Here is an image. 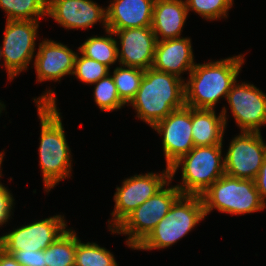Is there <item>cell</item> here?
I'll return each mask as SVG.
<instances>
[{
    "label": "cell",
    "mask_w": 266,
    "mask_h": 266,
    "mask_svg": "<svg viewBox=\"0 0 266 266\" xmlns=\"http://www.w3.org/2000/svg\"><path fill=\"white\" fill-rule=\"evenodd\" d=\"M56 100L55 92L51 89L34 98L41 123L39 165L46 192L59 184L62 179L69 177L72 170L71 150L65 137Z\"/></svg>",
    "instance_id": "6da1fadb"
},
{
    "label": "cell",
    "mask_w": 266,
    "mask_h": 266,
    "mask_svg": "<svg viewBox=\"0 0 266 266\" xmlns=\"http://www.w3.org/2000/svg\"><path fill=\"white\" fill-rule=\"evenodd\" d=\"M244 55L195 64L185 82V105L197 109H213L220 98H226L237 81Z\"/></svg>",
    "instance_id": "7a4b0ae2"
},
{
    "label": "cell",
    "mask_w": 266,
    "mask_h": 266,
    "mask_svg": "<svg viewBox=\"0 0 266 266\" xmlns=\"http://www.w3.org/2000/svg\"><path fill=\"white\" fill-rule=\"evenodd\" d=\"M130 104L137 112L136 117L152 128L173 110L185 106V81L150 67L144 70L140 87Z\"/></svg>",
    "instance_id": "3957f363"
},
{
    "label": "cell",
    "mask_w": 266,
    "mask_h": 266,
    "mask_svg": "<svg viewBox=\"0 0 266 266\" xmlns=\"http://www.w3.org/2000/svg\"><path fill=\"white\" fill-rule=\"evenodd\" d=\"M205 218L201 196L181 194L136 250L162 249L177 243Z\"/></svg>",
    "instance_id": "277c9868"
},
{
    "label": "cell",
    "mask_w": 266,
    "mask_h": 266,
    "mask_svg": "<svg viewBox=\"0 0 266 266\" xmlns=\"http://www.w3.org/2000/svg\"><path fill=\"white\" fill-rule=\"evenodd\" d=\"M222 145L195 146L172 165L170 168L171 180L182 166V183L176 185L181 194L201 196L225 174Z\"/></svg>",
    "instance_id": "5b68a950"
},
{
    "label": "cell",
    "mask_w": 266,
    "mask_h": 266,
    "mask_svg": "<svg viewBox=\"0 0 266 266\" xmlns=\"http://www.w3.org/2000/svg\"><path fill=\"white\" fill-rule=\"evenodd\" d=\"M205 217L213 208L221 213L243 215L263 211L255 180L241 179L224 174L202 195Z\"/></svg>",
    "instance_id": "8992f818"
},
{
    "label": "cell",
    "mask_w": 266,
    "mask_h": 266,
    "mask_svg": "<svg viewBox=\"0 0 266 266\" xmlns=\"http://www.w3.org/2000/svg\"><path fill=\"white\" fill-rule=\"evenodd\" d=\"M171 179L152 197L131 212L115 229L113 234H123L129 237L126 244L135 248L148 236L160 220L168 213L172 204L181 195L176 186H169Z\"/></svg>",
    "instance_id": "52a82bcc"
},
{
    "label": "cell",
    "mask_w": 266,
    "mask_h": 266,
    "mask_svg": "<svg viewBox=\"0 0 266 266\" xmlns=\"http://www.w3.org/2000/svg\"><path fill=\"white\" fill-rule=\"evenodd\" d=\"M39 21L7 20L3 44L0 46V60L4 59L8 79L11 81L33 61L35 40Z\"/></svg>",
    "instance_id": "ba28073f"
},
{
    "label": "cell",
    "mask_w": 266,
    "mask_h": 266,
    "mask_svg": "<svg viewBox=\"0 0 266 266\" xmlns=\"http://www.w3.org/2000/svg\"><path fill=\"white\" fill-rule=\"evenodd\" d=\"M170 180V168L162 173H145L123 180L121 187H116L114 211L108 220V228L115 229L131 212L142 205Z\"/></svg>",
    "instance_id": "9c48e42d"
},
{
    "label": "cell",
    "mask_w": 266,
    "mask_h": 266,
    "mask_svg": "<svg viewBox=\"0 0 266 266\" xmlns=\"http://www.w3.org/2000/svg\"><path fill=\"white\" fill-rule=\"evenodd\" d=\"M224 157L225 174L255 180L266 157L261 132H245L234 137Z\"/></svg>",
    "instance_id": "30bf717a"
},
{
    "label": "cell",
    "mask_w": 266,
    "mask_h": 266,
    "mask_svg": "<svg viewBox=\"0 0 266 266\" xmlns=\"http://www.w3.org/2000/svg\"><path fill=\"white\" fill-rule=\"evenodd\" d=\"M64 216L54 215L0 236V247L7 253L45 250L67 229Z\"/></svg>",
    "instance_id": "8fae6325"
},
{
    "label": "cell",
    "mask_w": 266,
    "mask_h": 266,
    "mask_svg": "<svg viewBox=\"0 0 266 266\" xmlns=\"http://www.w3.org/2000/svg\"><path fill=\"white\" fill-rule=\"evenodd\" d=\"M152 128L162 135V147L168 168L195 147L192 138L191 107L185 105L173 110Z\"/></svg>",
    "instance_id": "7c38bea8"
},
{
    "label": "cell",
    "mask_w": 266,
    "mask_h": 266,
    "mask_svg": "<svg viewBox=\"0 0 266 266\" xmlns=\"http://www.w3.org/2000/svg\"><path fill=\"white\" fill-rule=\"evenodd\" d=\"M236 81L226 96L237 126L245 132H261L266 124V94L250 83Z\"/></svg>",
    "instance_id": "4fadbf2b"
},
{
    "label": "cell",
    "mask_w": 266,
    "mask_h": 266,
    "mask_svg": "<svg viewBox=\"0 0 266 266\" xmlns=\"http://www.w3.org/2000/svg\"><path fill=\"white\" fill-rule=\"evenodd\" d=\"M47 16L65 29H88L97 22L107 30V12L92 0H47Z\"/></svg>",
    "instance_id": "5bb4252c"
},
{
    "label": "cell",
    "mask_w": 266,
    "mask_h": 266,
    "mask_svg": "<svg viewBox=\"0 0 266 266\" xmlns=\"http://www.w3.org/2000/svg\"><path fill=\"white\" fill-rule=\"evenodd\" d=\"M120 42L118 60L122 66L137 67L146 70L154 62L156 36L151 27H140L112 31Z\"/></svg>",
    "instance_id": "9a60e30c"
},
{
    "label": "cell",
    "mask_w": 266,
    "mask_h": 266,
    "mask_svg": "<svg viewBox=\"0 0 266 266\" xmlns=\"http://www.w3.org/2000/svg\"><path fill=\"white\" fill-rule=\"evenodd\" d=\"M77 53L60 42L44 39L34 56V65L38 82L61 81L67 75H73Z\"/></svg>",
    "instance_id": "2e32d148"
},
{
    "label": "cell",
    "mask_w": 266,
    "mask_h": 266,
    "mask_svg": "<svg viewBox=\"0 0 266 266\" xmlns=\"http://www.w3.org/2000/svg\"><path fill=\"white\" fill-rule=\"evenodd\" d=\"M155 0H110L106 8L107 29L151 27Z\"/></svg>",
    "instance_id": "e0dca14e"
},
{
    "label": "cell",
    "mask_w": 266,
    "mask_h": 266,
    "mask_svg": "<svg viewBox=\"0 0 266 266\" xmlns=\"http://www.w3.org/2000/svg\"><path fill=\"white\" fill-rule=\"evenodd\" d=\"M195 65L191 39L180 37L157 41L152 68L182 78Z\"/></svg>",
    "instance_id": "ac0fdd59"
},
{
    "label": "cell",
    "mask_w": 266,
    "mask_h": 266,
    "mask_svg": "<svg viewBox=\"0 0 266 266\" xmlns=\"http://www.w3.org/2000/svg\"><path fill=\"white\" fill-rule=\"evenodd\" d=\"M188 14L185 0H155L151 28L157 41L180 38Z\"/></svg>",
    "instance_id": "d6986e66"
},
{
    "label": "cell",
    "mask_w": 266,
    "mask_h": 266,
    "mask_svg": "<svg viewBox=\"0 0 266 266\" xmlns=\"http://www.w3.org/2000/svg\"><path fill=\"white\" fill-rule=\"evenodd\" d=\"M225 107L217 116L215 109L192 108V138L194 146L222 144L227 125Z\"/></svg>",
    "instance_id": "ffe728a7"
},
{
    "label": "cell",
    "mask_w": 266,
    "mask_h": 266,
    "mask_svg": "<svg viewBox=\"0 0 266 266\" xmlns=\"http://www.w3.org/2000/svg\"><path fill=\"white\" fill-rule=\"evenodd\" d=\"M106 36H93L84 41L78 50L86 57L94 59L110 68L118 60V43L112 36L114 33L106 30Z\"/></svg>",
    "instance_id": "44dd1931"
},
{
    "label": "cell",
    "mask_w": 266,
    "mask_h": 266,
    "mask_svg": "<svg viewBox=\"0 0 266 266\" xmlns=\"http://www.w3.org/2000/svg\"><path fill=\"white\" fill-rule=\"evenodd\" d=\"M77 235L75 230L67 229L45 250L47 266H74Z\"/></svg>",
    "instance_id": "7402d4cb"
},
{
    "label": "cell",
    "mask_w": 266,
    "mask_h": 266,
    "mask_svg": "<svg viewBox=\"0 0 266 266\" xmlns=\"http://www.w3.org/2000/svg\"><path fill=\"white\" fill-rule=\"evenodd\" d=\"M0 7L7 14L6 20L38 21L47 15V0H0Z\"/></svg>",
    "instance_id": "603a6c76"
},
{
    "label": "cell",
    "mask_w": 266,
    "mask_h": 266,
    "mask_svg": "<svg viewBox=\"0 0 266 266\" xmlns=\"http://www.w3.org/2000/svg\"><path fill=\"white\" fill-rule=\"evenodd\" d=\"M123 67V68H122ZM120 99L128 104L134 99L144 76V70L137 67H116L111 75Z\"/></svg>",
    "instance_id": "cb8c5ba5"
},
{
    "label": "cell",
    "mask_w": 266,
    "mask_h": 266,
    "mask_svg": "<svg viewBox=\"0 0 266 266\" xmlns=\"http://www.w3.org/2000/svg\"><path fill=\"white\" fill-rule=\"evenodd\" d=\"M74 266H118L114 255L95 242L82 243L77 237Z\"/></svg>",
    "instance_id": "d4e9b609"
},
{
    "label": "cell",
    "mask_w": 266,
    "mask_h": 266,
    "mask_svg": "<svg viewBox=\"0 0 266 266\" xmlns=\"http://www.w3.org/2000/svg\"><path fill=\"white\" fill-rule=\"evenodd\" d=\"M94 101L102 111L110 112L126 105L119 97L116 85L110 74L94 83Z\"/></svg>",
    "instance_id": "484cf974"
},
{
    "label": "cell",
    "mask_w": 266,
    "mask_h": 266,
    "mask_svg": "<svg viewBox=\"0 0 266 266\" xmlns=\"http://www.w3.org/2000/svg\"><path fill=\"white\" fill-rule=\"evenodd\" d=\"M76 55L73 75L85 84H94L110 74V68L98 61L84 56L80 51Z\"/></svg>",
    "instance_id": "4316f807"
},
{
    "label": "cell",
    "mask_w": 266,
    "mask_h": 266,
    "mask_svg": "<svg viewBox=\"0 0 266 266\" xmlns=\"http://www.w3.org/2000/svg\"><path fill=\"white\" fill-rule=\"evenodd\" d=\"M234 0H185L189 11H194L207 20L227 18L228 10L233 6Z\"/></svg>",
    "instance_id": "83f0119b"
},
{
    "label": "cell",
    "mask_w": 266,
    "mask_h": 266,
    "mask_svg": "<svg viewBox=\"0 0 266 266\" xmlns=\"http://www.w3.org/2000/svg\"><path fill=\"white\" fill-rule=\"evenodd\" d=\"M23 266H47L45 264L44 250L29 251L25 250L14 251L11 254Z\"/></svg>",
    "instance_id": "f1b7e54d"
},
{
    "label": "cell",
    "mask_w": 266,
    "mask_h": 266,
    "mask_svg": "<svg viewBox=\"0 0 266 266\" xmlns=\"http://www.w3.org/2000/svg\"><path fill=\"white\" fill-rule=\"evenodd\" d=\"M14 198L10 193V190L7 189L2 183H0V226L8 222L9 217L13 213Z\"/></svg>",
    "instance_id": "f546056e"
},
{
    "label": "cell",
    "mask_w": 266,
    "mask_h": 266,
    "mask_svg": "<svg viewBox=\"0 0 266 266\" xmlns=\"http://www.w3.org/2000/svg\"><path fill=\"white\" fill-rule=\"evenodd\" d=\"M255 184L259 192L260 199L266 207V157L255 179Z\"/></svg>",
    "instance_id": "4dcf8cb0"
},
{
    "label": "cell",
    "mask_w": 266,
    "mask_h": 266,
    "mask_svg": "<svg viewBox=\"0 0 266 266\" xmlns=\"http://www.w3.org/2000/svg\"><path fill=\"white\" fill-rule=\"evenodd\" d=\"M0 266H23L11 254L0 247Z\"/></svg>",
    "instance_id": "1f68e13d"
},
{
    "label": "cell",
    "mask_w": 266,
    "mask_h": 266,
    "mask_svg": "<svg viewBox=\"0 0 266 266\" xmlns=\"http://www.w3.org/2000/svg\"><path fill=\"white\" fill-rule=\"evenodd\" d=\"M3 156H4V151H3V153L2 152H0V178H1V176H2V172H1V165H2V161H3ZM1 183V182H0Z\"/></svg>",
    "instance_id": "d6a6232c"
},
{
    "label": "cell",
    "mask_w": 266,
    "mask_h": 266,
    "mask_svg": "<svg viewBox=\"0 0 266 266\" xmlns=\"http://www.w3.org/2000/svg\"><path fill=\"white\" fill-rule=\"evenodd\" d=\"M5 108V105H4V103L2 104V102H0V115H1V112H2V110Z\"/></svg>",
    "instance_id": "836d02e7"
}]
</instances>
